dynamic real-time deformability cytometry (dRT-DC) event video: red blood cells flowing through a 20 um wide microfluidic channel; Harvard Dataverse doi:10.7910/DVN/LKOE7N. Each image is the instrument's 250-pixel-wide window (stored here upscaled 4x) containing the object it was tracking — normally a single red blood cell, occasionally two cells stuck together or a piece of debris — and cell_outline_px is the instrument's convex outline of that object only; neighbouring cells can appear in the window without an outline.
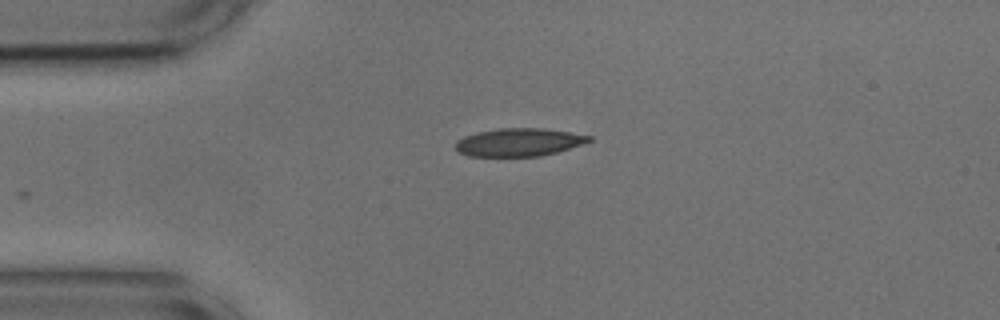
{"species": "common noctule bat (a hibernating species)", "species_latin": "Nyctalus noctula", "temperature_condition": "cold", "stored_images_in_passage": 33, "camera_frame_rate_fps": 3000, "um_per_image_px": 0.085, "animal": {"sex": "male", "body_mass_g": 17.9, "forearm_length_mm": 54.2}, "frame": {"image": 1, "passage_image": 1, "time_ms": 0.0, "image_size_px": [1000, 320], "cell_outline_px": [[592, 140], [556, 152], [540, 156], [468, 156], [460, 152], [456, 148], [456, 140], [464, 136], [480, 132], [500, 128], [544, 128], [592, 136]], "centroid_in_image_um": [44.09, 12.09], "position_along_channel_um": 40.9, "area_um2": 21.44}}
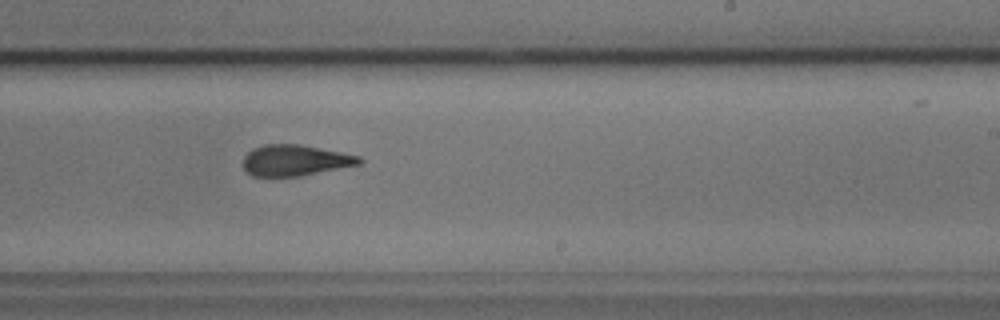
{"frame": {"image": 2, "passage_image": 21, "time_ms": 6.667, "image_size_px": [1000, 320], "cell_outline_px": [[364, 164], [300, 176], [252, 176], [244, 168], [244, 156], [252, 148], [264, 144], [296, 144], [340, 152], [360, 156], [364, 160]], "centroid_in_image_um": [25.12, 13.63], "position_along_channel_um": 263.9, "area_um2": 20.98}}
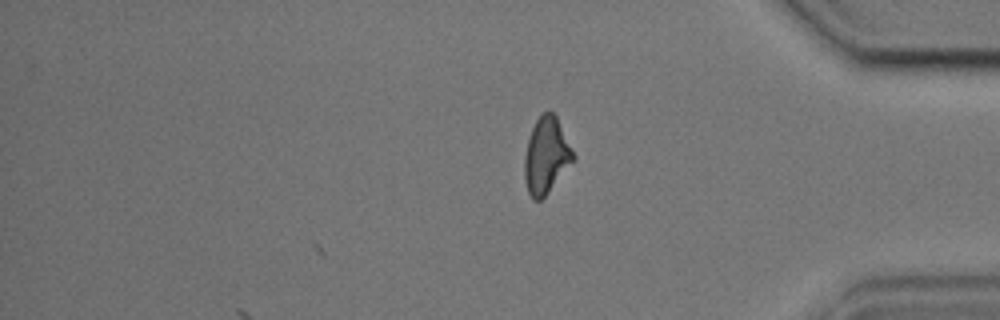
{"frame": {"image": 3, "passage_image": 33, "time_ms": 10.667, "image_size_px": [1000, 320], "cell_outline_px": [[576, 160], [548, 192], [540, 200], [532, 200], [528, 192], [524, 180], [524, 156], [528, 140], [532, 128], [536, 120], [548, 108], [556, 116], [576, 156]], "centroid_in_image_um": [46.44, 13.23], "position_along_channel_um": 388.8, "area_um2": 21.79}, "authors_computed_cell_mechanics": {"area_um2": 21.7906, "velocity_mm_per_s": 3.6545, "shape_relaxation_time_tau1_ms": 8.0005, "shape_relaxation_time_tau2_ms": 2.0073, "deformation_change_tau1": 0.1975, "deformation_change_tau2": 0.1005}}